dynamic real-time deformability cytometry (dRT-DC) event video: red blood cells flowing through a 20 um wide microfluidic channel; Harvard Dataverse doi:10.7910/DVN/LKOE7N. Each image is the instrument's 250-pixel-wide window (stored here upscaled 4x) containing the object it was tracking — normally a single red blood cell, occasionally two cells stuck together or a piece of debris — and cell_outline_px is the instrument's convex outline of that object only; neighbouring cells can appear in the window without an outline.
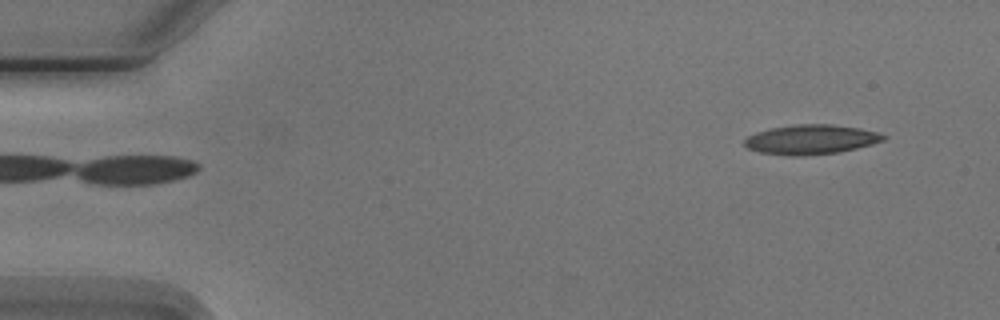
{"species": "Egyptian fruit bat (a non-hibernating species)", "species_latin": "Rousettus aegyptiacus", "temperature_condition": "cold", "stored_images_in_passage": 4, "segment_of_instrument_passage": [1, 2], "camera_frame_rate_fps": 3000, "um_per_image_px": 0.085, "animal": {"sex": "male"}, "frame": {"image": 1, "passage_image": 1, "time_ms": 0.0, "image_size_px": [1000, 320], "cell_outline_px": [[888, 136], [884, 140], [872, 144], [840, 152], [804, 156], [788, 156], [760, 152], [748, 148], [744, 144], [744, 140], [748, 136], [756, 132], [772, 128], [800, 124], [828, 124], [860, 128], [876, 132]], "centroid_in_image_um": [68.94, 11.87], "position_along_channel_um": 16.1, "area_um2": 23.87}}